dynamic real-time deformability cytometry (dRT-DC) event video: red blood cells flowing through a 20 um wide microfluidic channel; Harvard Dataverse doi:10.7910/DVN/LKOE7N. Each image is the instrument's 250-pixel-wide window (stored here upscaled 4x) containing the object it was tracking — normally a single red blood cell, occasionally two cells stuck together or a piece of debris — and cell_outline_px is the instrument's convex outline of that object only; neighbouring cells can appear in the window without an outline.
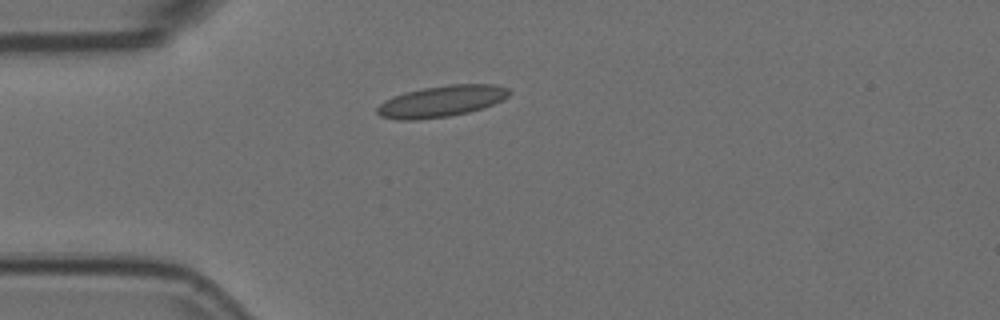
{"species": "Egyptian fruit bat (a non-hibernating species)", "species_latin": "Rousettus aegyptiacus", "temperature_condition": "room temperature", "stored_images_in_passage": 4, "camera_frame_rate_fps": 3000, "um_per_image_px": 0.085, "animal": {"sex": "female"}, "frame": {"image": 1, "passage_image": 1, "time_ms": 0.0, "image_size_px": [1000, 320], "cell_outline_px": [[508, 96], [492, 104], [468, 112], [448, 116], [420, 120], [396, 120], [380, 116], [376, 112], [376, 108], [384, 100], [404, 92], [424, 88], [448, 84], [496, 84], [508, 88]], "centroid_in_image_um": [37.46, 8.61], "position_along_channel_um": 47.5, "area_um2": 23.99}}